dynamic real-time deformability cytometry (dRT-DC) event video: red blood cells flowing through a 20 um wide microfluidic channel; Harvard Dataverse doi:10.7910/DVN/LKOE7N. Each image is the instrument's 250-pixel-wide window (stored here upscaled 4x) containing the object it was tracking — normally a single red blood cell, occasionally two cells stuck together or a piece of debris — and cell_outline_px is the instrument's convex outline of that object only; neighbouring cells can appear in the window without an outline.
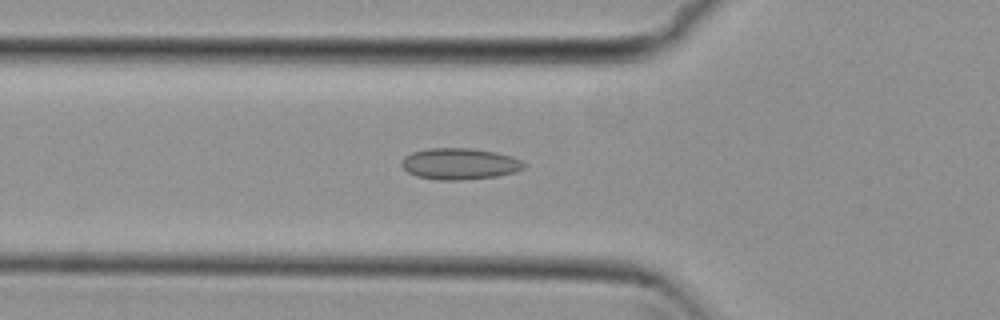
{"species": "common noctule bat (a hibernating species)", "species_latin": "Nyctalus noctula", "temperature_condition": "cold", "stored_images_in_passage": 39, "camera_frame_rate_fps": 3000, "um_per_image_px": 0.085, "animal": {"sex": "female", "body_mass_g": 29.2, "forearm_length_mm": 56.3}, "frame": {"image": 1, "passage_image": 9, "time_ms": 2.667, "image_size_px": [1000, 320], "cell_outline_px": [[524, 168], [516, 172], [496, 176], [460, 180], [436, 180], [416, 176], [408, 172], [400, 164], [400, 160], [404, 156], [412, 152], [428, 148], [472, 148], [496, 152], [512, 156], [520, 160], [524, 164]], "centroid_in_image_um": [39.03, 13.92], "position_along_channel_um": 86.8, "area_um2": 22.48}}
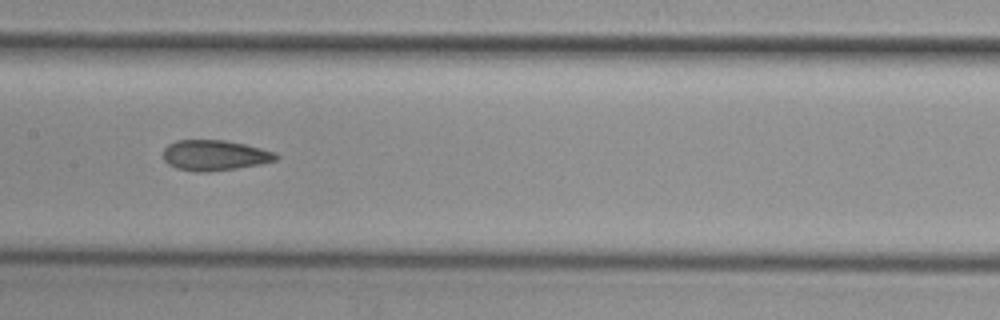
{"frame": {"image": 2, "passage_image": 17, "time_ms": 5.333, "image_size_px": [1000, 320], "cell_outline_px": [[280, 156], [276, 160], [260, 164], [236, 168], [208, 172], [196, 172], [176, 168], [168, 164], [164, 160], [164, 148], [168, 144], [176, 140], [224, 140], [244, 144], [276, 152]], "centroid_in_image_um": [18.24, 13.2], "position_along_channel_um": 189.2, "area_um2": 20.06}}
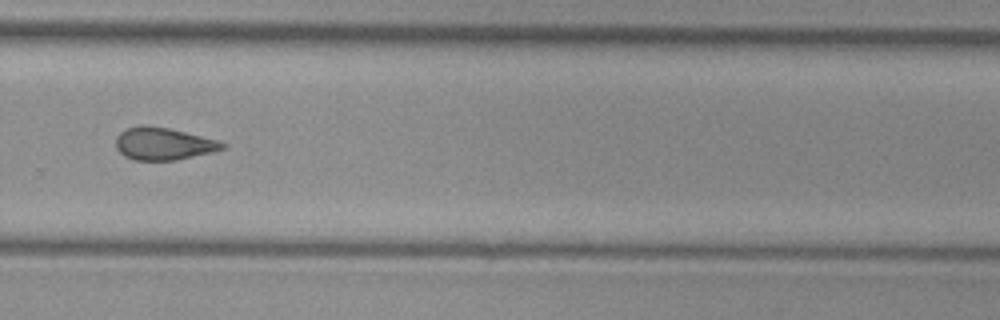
{"frame": {"image": 3, "passage_image": 27, "time_ms": 8.667, "image_size_px": [1000, 320], "cell_outline_px": [[228, 144], [224, 148], [212, 152], [176, 160], [132, 160], [124, 156], [116, 148], [116, 136], [120, 132], [128, 128], [140, 124], [148, 124], [168, 128], [216, 140]], "centroid_in_image_um": [13.84, 12.21], "position_along_channel_um": 316.0, "area_um2": 20.11}, "authors_computed_cell_mechanics": {"area_um2": 20.0566, "velocity_mm_per_s": 3.8154, "shape_relaxation_time_tau1_ms": null, "shape_relaxation_time_tau2_ms": 2.6933, "deformation_change_tau1": null, "deformation_change_tau2": 0.0943}}